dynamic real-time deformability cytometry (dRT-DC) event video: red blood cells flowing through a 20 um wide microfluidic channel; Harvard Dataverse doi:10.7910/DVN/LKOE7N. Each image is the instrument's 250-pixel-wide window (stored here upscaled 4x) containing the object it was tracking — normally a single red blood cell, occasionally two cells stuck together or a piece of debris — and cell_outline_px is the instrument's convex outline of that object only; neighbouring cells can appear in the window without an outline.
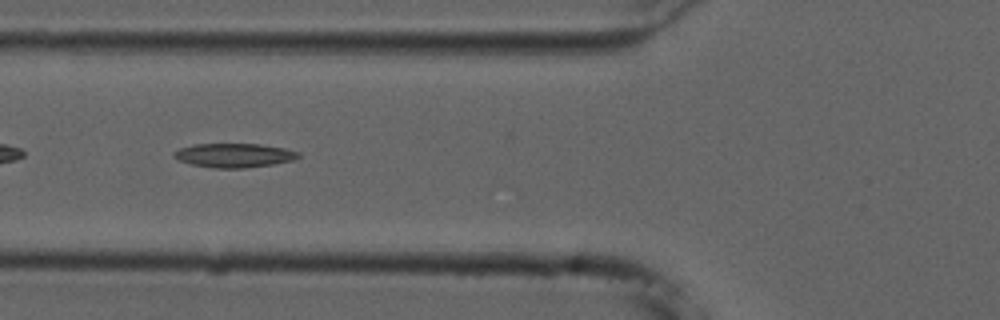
{"species": "common noctule bat (a hibernating species)", "species_latin": "Nyctalus noctula", "temperature_condition": "cold", "stored_images_in_passage": 39, "camera_frame_rate_fps": 3000, "um_per_image_px": 0.085, "animal": {"sex": "male", "forearm_length_mm": 52.5}, "frame": {"image": 1, "passage_image": 5, "time_ms": 1.333, "image_size_px": [1000, 320], "cell_outline_px": [[300, 156], [292, 160], [272, 164], [244, 168], [212, 168], [192, 164], [180, 160], [172, 156], [172, 152], [180, 148], [192, 144], [260, 144], [284, 148], [300, 152]], "centroid_in_image_um": [19.88, 13.2], "position_along_channel_um": 105.9, "area_um2": 17.4}}
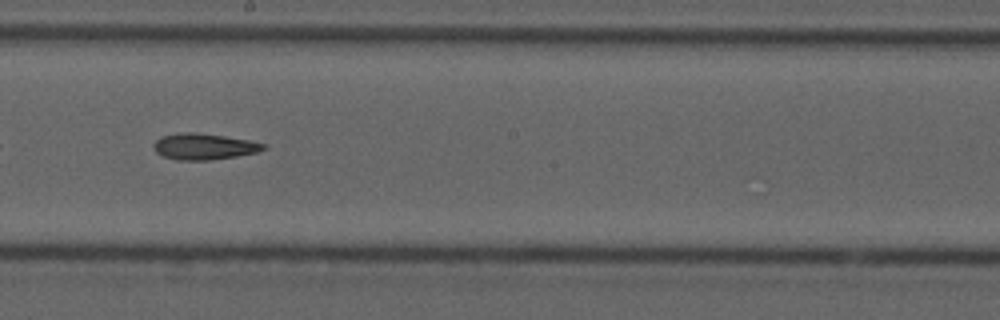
{"frame": {"image": 2, "passage_image": 15, "time_ms": 4.667, "image_size_px": [1000, 320], "cell_outline_px": [[268, 148], [256, 152], [236, 156], [208, 160], [176, 160], [164, 156], [156, 152], [152, 144], [160, 136], [184, 132], [196, 132], [224, 136], [248, 140], [268, 144]], "centroid_in_image_um": [17.34, 12.45], "position_along_channel_um": 230.9, "area_um2": 16.76}}
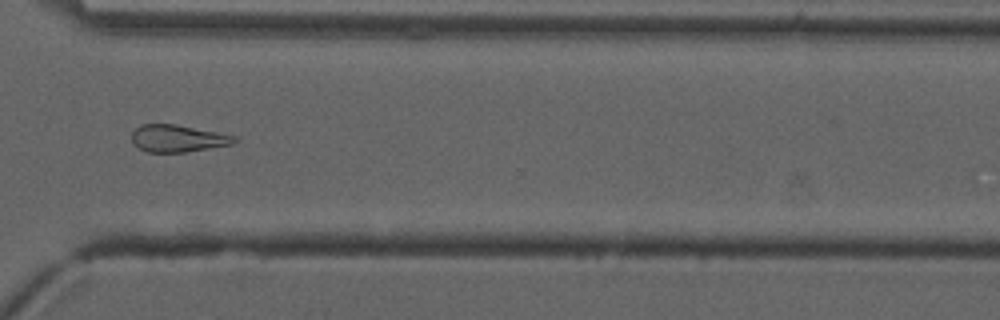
{"frame": {"image": 3, "passage_image": 25, "time_ms": 8.0, "image_size_px": [1000, 320], "cell_outline_px": [[236, 140], [232, 144], [184, 152], [148, 152], [140, 148], [132, 140], [132, 132], [140, 124], [176, 124], [236, 136]], "centroid_in_image_um": [15.09, 11.75], "position_along_channel_um": 355.5, "area_um2": 15.95}}